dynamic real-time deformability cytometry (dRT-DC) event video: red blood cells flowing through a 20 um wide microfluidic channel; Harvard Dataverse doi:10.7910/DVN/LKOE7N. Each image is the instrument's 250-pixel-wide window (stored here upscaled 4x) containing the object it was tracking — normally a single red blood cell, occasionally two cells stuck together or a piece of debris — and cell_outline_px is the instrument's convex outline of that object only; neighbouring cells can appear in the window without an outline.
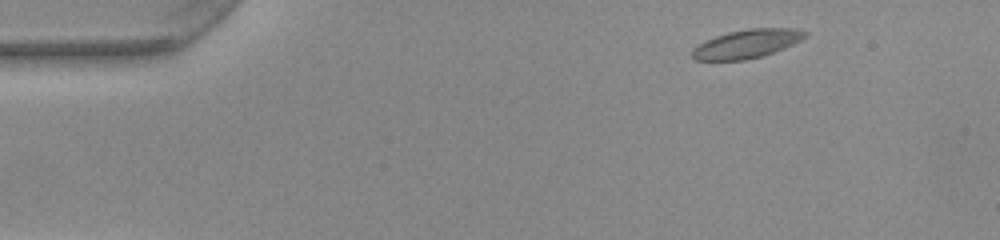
{"species": "common noctule bat (a hibernating species)", "species_latin": "Nyctalus noctula", "temperature_condition": "warm", "stored_images_in_passage": 49, "camera_frame_rate_fps": 3000, "um_per_image_px": 0.085, "animal": {"sex": "female", "body_mass_g": 22.0, "forearm_length_mm": 56.7}, "frame": {"image": 1, "passage_image": 3, "time_ms": 0.667, "image_size_px": [1000, 240], "cell_outline_px": [[808, 36], [784, 48], [760, 56], [744, 60], [696, 60], [692, 56], [692, 52], [700, 44], [716, 36], [728, 32], [748, 28], [792, 28], [808, 32]], "centroid_in_image_um": [63.52, 3.71], "position_along_channel_um": 21.5, "area_um2": 18.44}}
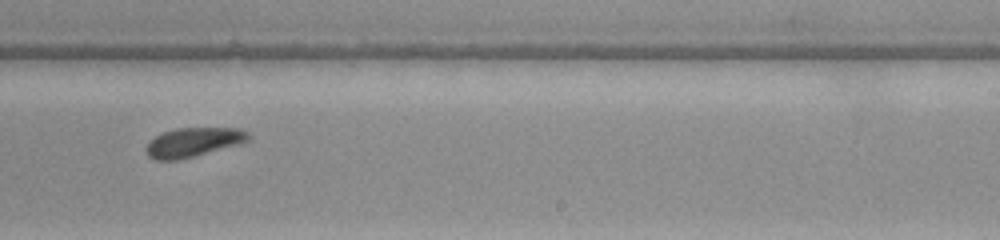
{"frame": {"image": 2, "passage_image": 29, "time_ms": 9.333, "image_size_px": [1000, 240], "cell_outline_px": [[252, 136], [244, 144], [176, 160], [156, 160], [148, 156], [148, 144], [156, 136], [164, 132], [176, 128], [240, 128], [248, 132]], "centroid_in_image_um": [16.54, 12.08], "position_along_channel_um": 272.5, "area_um2": 17.34}}
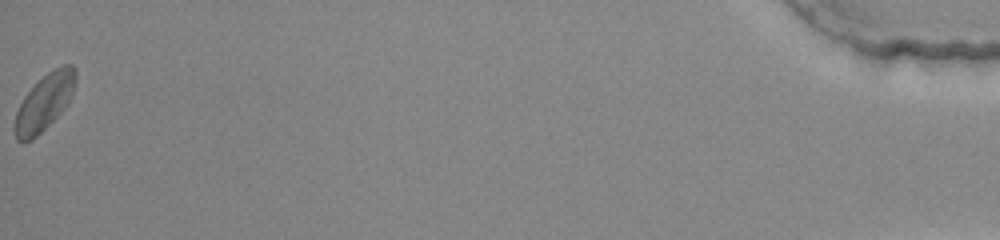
{"frame": {"image": 3, "passage_image": 49, "time_ms": 16.0, "image_size_px": [1000, 240], "cell_outline_px": [[76, 80], [72, 92], [64, 108], [32, 140], [16, 140], [16, 112], [24, 96], [48, 72], [64, 64], [72, 64], [76, 68]], "centroid_in_image_um": [3.8, 8.64], "position_along_channel_um": 431.4, "area_um2": 19.07}, "authors_computed_cell_mechanics": {"area_um2": 18.0336, "velocity_mm_per_s": 3.9015, "shape_relaxation_time_tau1_ms": 2.1885, "shape_relaxation_time_tau2_ms": 2.0808, "deformation_change_tau1": 0.0815, "deformation_change_tau2": 0.0693}}